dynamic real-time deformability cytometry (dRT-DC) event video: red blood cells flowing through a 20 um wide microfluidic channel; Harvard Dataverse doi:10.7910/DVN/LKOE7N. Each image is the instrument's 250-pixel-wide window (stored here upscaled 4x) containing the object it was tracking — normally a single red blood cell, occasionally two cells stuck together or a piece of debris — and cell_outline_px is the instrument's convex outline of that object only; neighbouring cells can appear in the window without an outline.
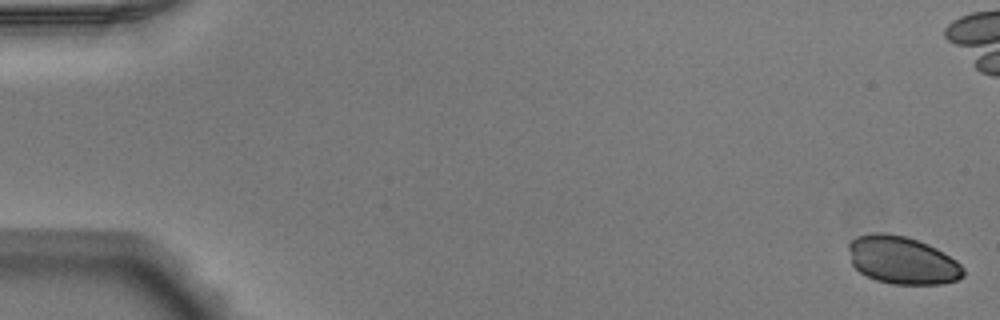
{"species": "Egyptian fruit bat (a non-hibernating species)", "species_latin": "Rousettus aegyptiacus", "temperature_condition": "warm", "stored_images_in_passage": 17, "camera_frame_rate_fps": 3000, "um_per_image_px": 0.085, "animal": {"sex": "male"}, "frame": {"image": 1, "passage_image": 1, "time_ms": 0.0, "image_size_px": [1000, 320], "cell_outline_px": [[964, 276], [956, 280], [944, 284], [892, 284], [876, 280], [860, 272], [852, 264], [848, 248], [848, 244], [856, 236], [872, 232], [884, 232], [904, 236], [928, 244], [944, 252], [956, 260], [964, 268]], "centroid_in_image_um": [76.69, 22.11], "position_along_channel_um": 8.3, "area_um2": 32.02}}